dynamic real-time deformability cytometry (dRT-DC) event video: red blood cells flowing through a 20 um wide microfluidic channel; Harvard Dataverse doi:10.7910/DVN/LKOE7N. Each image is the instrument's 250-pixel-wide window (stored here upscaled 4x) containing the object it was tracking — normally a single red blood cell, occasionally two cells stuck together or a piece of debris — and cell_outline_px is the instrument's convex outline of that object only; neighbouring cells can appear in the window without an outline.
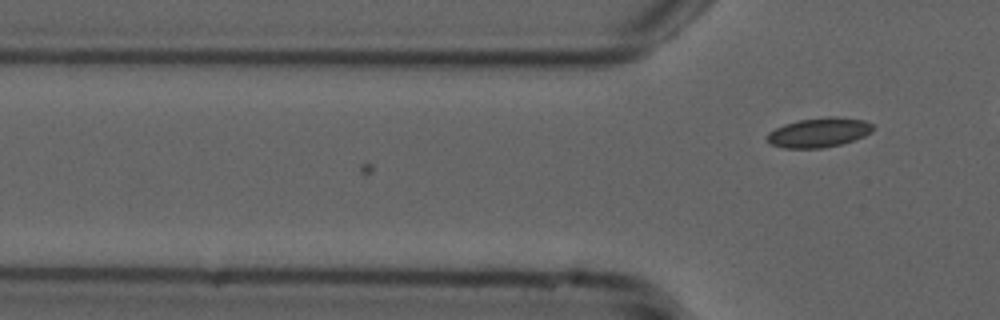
{"species": "common noctule bat (a hibernating species)", "species_latin": "Nyctalus noctula", "temperature_condition": "cold", "stored_images_in_passage": 13, "camera_frame_rate_fps": 3000, "um_per_image_px": 0.085, "animal": {"sex": "male", "forearm_length_mm": 52.5}, "frame": {"image": 1, "passage_image": 13, "time_ms": 4.0, "image_size_px": [1000, 320], "cell_outline_px": [[876, 128], [872, 132], [864, 136], [840, 144], [824, 148], [784, 148], [772, 144], [768, 140], [768, 132], [784, 124], [800, 120], [828, 116], [836, 116], [864, 120], [872, 124]], "centroid_in_image_um": [69.65, 11.25], "position_along_channel_um": 56.2, "area_um2": 18.15}}